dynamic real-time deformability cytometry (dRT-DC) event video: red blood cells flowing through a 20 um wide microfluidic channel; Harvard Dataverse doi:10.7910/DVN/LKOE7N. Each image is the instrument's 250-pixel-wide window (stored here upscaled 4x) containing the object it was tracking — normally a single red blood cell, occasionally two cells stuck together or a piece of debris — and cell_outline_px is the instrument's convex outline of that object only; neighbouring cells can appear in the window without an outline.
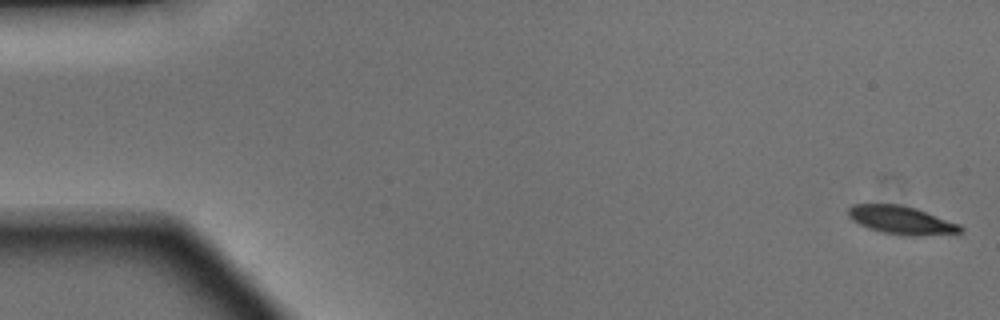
{"species": "Egyptian fruit bat (a non-hibernating species)", "species_latin": "Rousettus aegyptiacus", "temperature_condition": "warm", "stored_images_in_passage": 11, "camera_frame_rate_fps": 3000, "um_per_image_px": 0.085, "animal": {"sex": "male"}, "frame": {"image": 1, "passage_image": 1, "time_ms": 0.0, "image_size_px": [1000, 320], "cell_outline_px": [[964, 232], [920, 236], [912, 236], [884, 232], [868, 228], [852, 220], [848, 216], [848, 208], [852, 204], [900, 204], [916, 208], [960, 224], [964, 228]], "centroid_in_image_um": [76.64, 18.7], "position_along_channel_um": 8.4, "area_um2": 18.44}}